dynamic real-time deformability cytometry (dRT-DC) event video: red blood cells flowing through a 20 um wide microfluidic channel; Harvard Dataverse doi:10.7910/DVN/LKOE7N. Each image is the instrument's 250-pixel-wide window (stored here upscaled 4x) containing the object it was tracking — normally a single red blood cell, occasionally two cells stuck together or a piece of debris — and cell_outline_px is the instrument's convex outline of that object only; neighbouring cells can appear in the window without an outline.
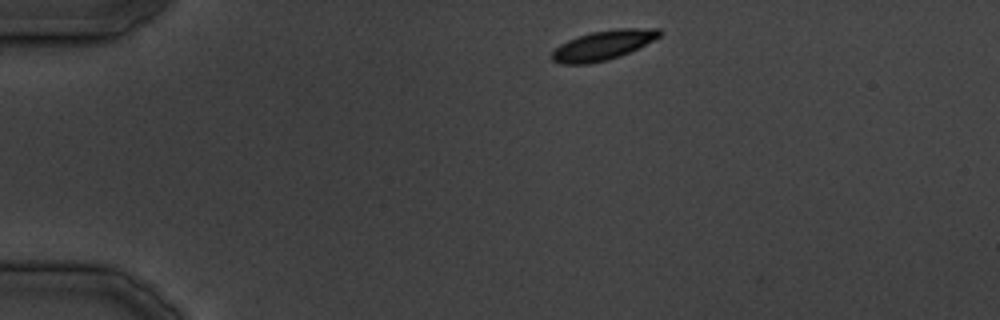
{"species": "common noctule bat (a hibernating species)", "species_latin": "Nyctalus noctula", "temperature_condition": "cold", "stored_images_in_passage": 31, "camera_frame_rate_fps": 3000, "um_per_image_px": 0.085, "animal": {"sex": "male", "body_mass_g": 19.5, "forearm_length_mm": 54.6}, "frame": {"image": 1, "passage_image": 1, "time_ms": 0.0, "image_size_px": [1000, 320], "cell_outline_px": [[664, 32], [660, 36], [620, 56], [608, 60], [588, 64], [560, 64], [552, 60], [552, 52], [560, 44], [568, 40], [592, 32], [620, 28], [660, 28]], "centroid_in_image_um": [51.26, 3.84], "position_along_channel_um": 33.7, "area_um2": 18.32}}
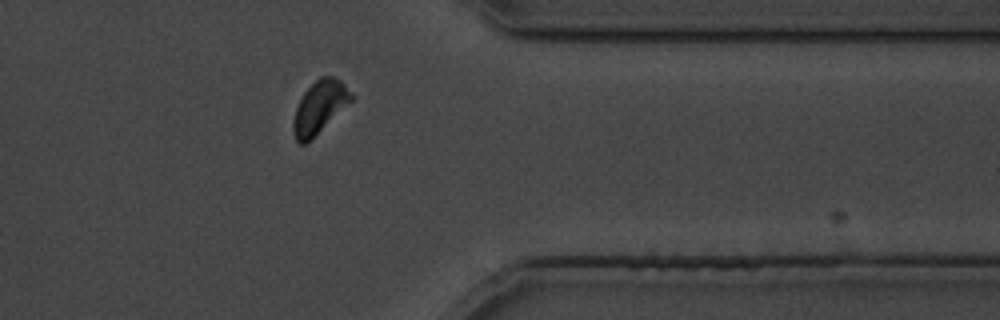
{"frame": {"image": 2, "passage_image": 24, "time_ms": 28.333, "image_size_px": [1000, 320], "cell_outline_px": [[356, 96], [352, 100], [304, 144], [300, 144], [296, 140], [292, 132], [292, 120], [296, 108], [304, 92], [320, 76], [332, 76], [340, 80]], "centroid_in_image_um": [27.15, 9.07], "position_along_channel_um": 384.3, "area_um2": 17.28}}
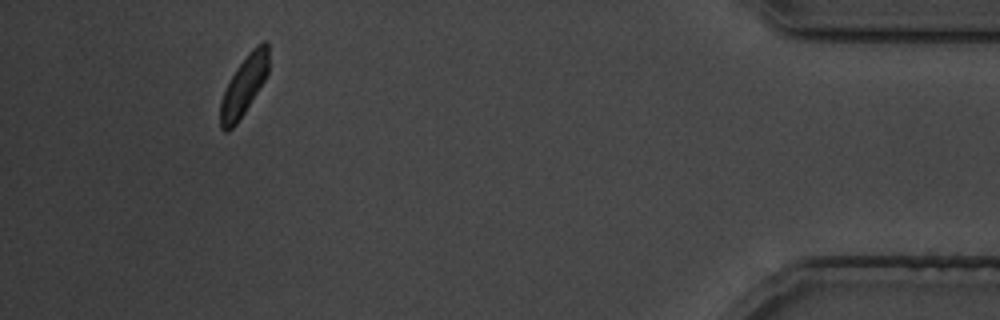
{"frame": {"image": 3, "passage_image": 29, "time_ms": 33.667, "image_size_px": [1000, 320], "cell_outline_px": [[268, 72], [264, 80], [244, 112], [236, 124], [228, 132], [224, 132], [220, 128], [220, 100], [236, 68], [252, 48], [256, 44], [264, 40], [268, 40]], "centroid_in_image_um": [20.73, 7.27], "position_along_channel_um": 414.5, "area_um2": 16.53}}